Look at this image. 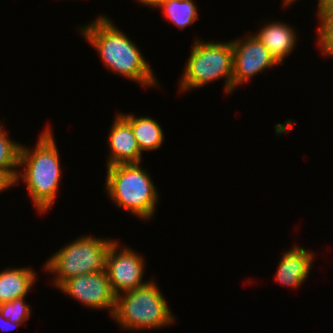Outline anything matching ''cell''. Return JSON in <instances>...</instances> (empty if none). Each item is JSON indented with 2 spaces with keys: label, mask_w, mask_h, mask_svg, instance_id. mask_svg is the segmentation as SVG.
I'll list each match as a JSON object with an SVG mask.
<instances>
[{
  "label": "cell",
  "mask_w": 333,
  "mask_h": 333,
  "mask_svg": "<svg viewBox=\"0 0 333 333\" xmlns=\"http://www.w3.org/2000/svg\"><path fill=\"white\" fill-rule=\"evenodd\" d=\"M245 32V36L231 40L233 47L232 94L239 87L252 83L256 75L263 72L266 74L268 69L280 66L256 35Z\"/></svg>",
  "instance_id": "52a82bcc"
},
{
  "label": "cell",
  "mask_w": 333,
  "mask_h": 333,
  "mask_svg": "<svg viewBox=\"0 0 333 333\" xmlns=\"http://www.w3.org/2000/svg\"><path fill=\"white\" fill-rule=\"evenodd\" d=\"M110 18L99 13L89 23L79 25L76 31L93 47L104 68L112 74L129 79L144 89H161L162 84L142 49Z\"/></svg>",
  "instance_id": "6da1fadb"
},
{
  "label": "cell",
  "mask_w": 333,
  "mask_h": 333,
  "mask_svg": "<svg viewBox=\"0 0 333 333\" xmlns=\"http://www.w3.org/2000/svg\"><path fill=\"white\" fill-rule=\"evenodd\" d=\"M316 6V16H333V0H320Z\"/></svg>",
  "instance_id": "d6986e66"
},
{
  "label": "cell",
  "mask_w": 333,
  "mask_h": 333,
  "mask_svg": "<svg viewBox=\"0 0 333 333\" xmlns=\"http://www.w3.org/2000/svg\"><path fill=\"white\" fill-rule=\"evenodd\" d=\"M185 67L180 74L178 93L200 90L212 82L224 80L223 91L232 95L233 47L227 41H205L195 37ZM209 41V42H208ZM186 92V93H185Z\"/></svg>",
  "instance_id": "5b68a950"
},
{
  "label": "cell",
  "mask_w": 333,
  "mask_h": 333,
  "mask_svg": "<svg viewBox=\"0 0 333 333\" xmlns=\"http://www.w3.org/2000/svg\"><path fill=\"white\" fill-rule=\"evenodd\" d=\"M196 0H165L156 10H161L165 20L177 26L180 31L199 21V9Z\"/></svg>",
  "instance_id": "9a60e30c"
},
{
  "label": "cell",
  "mask_w": 333,
  "mask_h": 333,
  "mask_svg": "<svg viewBox=\"0 0 333 333\" xmlns=\"http://www.w3.org/2000/svg\"><path fill=\"white\" fill-rule=\"evenodd\" d=\"M116 238L81 235L65 243L43 263L42 271L50 277V286L58 289L66 280L81 274L105 270L106 256ZM48 273V274H47Z\"/></svg>",
  "instance_id": "8992f818"
},
{
  "label": "cell",
  "mask_w": 333,
  "mask_h": 333,
  "mask_svg": "<svg viewBox=\"0 0 333 333\" xmlns=\"http://www.w3.org/2000/svg\"><path fill=\"white\" fill-rule=\"evenodd\" d=\"M271 21L266 20L261 24L257 32L253 34L262 42V44L269 50L270 54L276 59V61L283 65L287 57H289L294 49L297 48V41L301 37L298 34L297 29L294 26L286 24L283 21ZM267 22V23H266Z\"/></svg>",
  "instance_id": "7c38bea8"
},
{
  "label": "cell",
  "mask_w": 333,
  "mask_h": 333,
  "mask_svg": "<svg viewBox=\"0 0 333 333\" xmlns=\"http://www.w3.org/2000/svg\"><path fill=\"white\" fill-rule=\"evenodd\" d=\"M38 274L31 266H8L0 270V304L16 298H27L32 291ZM37 279V280H36Z\"/></svg>",
  "instance_id": "4fadbf2b"
},
{
  "label": "cell",
  "mask_w": 333,
  "mask_h": 333,
  "mask_svg": "<svg viewBox=\"0 0 333 333\" xmlns=\"http://www.w3.org/2000/svg\"><path fill=\"white\" fill-rule=\"evenodd\" d=\"M58 289L87 309L105 310L110 317L113 314L117 295L111 287L106 269L70 278Z\"/></svg>",
  "instance_id": "9c48e42d"
},
{
  "label": "cell",
  "mask_w": 333,
  "mask_h": 333,
  "mask_svg": "<svg viewBox=\"0 0 333 333\" xmlns=\"http://www.w3.org/2000/svg\"><path fill=\"white\" fill-rule=\"evenodd\" d=\"M5 122L0 120V170L15 182L19 171L20 142L10 138Z\"/></svg>",
  "instance_id": "2e32d148"
},
{
  "label": "cell",
  "mask_w": 333,
  "mask_h": 333,
  "mask_svg": "<svg viewBox=\"0 0 333 333\" xmlns=\"http://www.w3.org/2000/svg\"><path fill=\"white\" fill-rule=\"evenodd\" d=\"M293 245L282 253L274 275L275 282L287 289H299L304 286L318 257L312 249Z\"/></svg>",
  "instance_id": "30bf717a"
},
{
  "label": "cell",
  "mask_w": 333,
  "mask_h": 333,
  "mask_svg": "<svg viewBox=\"0 0 333 333\" xmlns=\"http://www.w3.org/2000/svg\"><path fill=\"white\" fill-rule=\"evenodd\" d=\"M155 279L116 296L111 318L122 331H157L175 324L177 317Z\"/></svg>",
  "instance_id": "277c9868"
},
{
  "label": "cell",
  "mask_w": 333,
  "mask_h": 333,
  "mask_svg": "<svg viewBox=\"0 0 333 333\" xmlns=\"http://www.w3.org/2000/svg\"><path fill=\"white\" fill-rule=\"evenodd\" d=\"M118 113L131 125L137 144L142 154L161 149L165 142L162 125L153 117L136 116L133 112Z\"/></svg>",
  "instance_id": "5bb4252c"
},
{
  "label": "cell",
  "mask_w": 333,
  "mask_h": 333,
  "mask_svg": "<svg viewBox=\"0 0 333 333\" xmlns=\"http://www.w3.org/2000/svg\"><path fill=\"white\" fill-rule=\"evenodd\" d=\"M107 132L106 167L118 164H142L141 153L131 125L117 112Z\"/></svg>",
  "instance_id": "8fae6325"
},
{
  "label": "cell",
  "mask_w": 333,
  "mask_h": 333,
  "mask_svg": "<svg viewBox=\"0 0 333 333\" xmlns=\"http://www.w3.org/2000/svg\"><path fill=\"white\" fill-rule=\"evenodd\" d=\"M50 123L46 124L34 146L21 144L19 171L14 186L22 181L39 215L53 208L63 179L59 148Z\"/></svg>",
  "instance_id": "7a4b0ae2"
},
{
  "label": "cell",
  "mask_w": 333,
  "mask_h": 333,
  "mask_svg": "<svg viewBox=\"0 0 333 333\" xmlns=\"http://www.w3.org/2000/svg\"><path fill=\"white\" fill-rule=\"evenodd\" d=\"M298 1H302V0H282L281 6L284 9H288L290 6L292 7L293 4H295ZM320 0H317L315 3H318ZM288 7V8H287Z\"/></svg>",
  "instance_id": "603a6c76"
},
{
  "label": "cell",
  "mask_w": 333,
  "mask_h": 333,
  "mask_svg": "<svg viewBox=\"0 0 333 333\" xmlns=\"http://www.w3.org/2000/svg\"><path fill=\"white\" fill-rule=\"evenodd\" d=\"M135 2H137V4L141 5L142 7H146V8H151V10H155L156 8L160 5V0H134Z\"/></svg>",
  "instance_id": "7402d4cb"
},
{
  "label": "cell",
  "mask_w": 333,
  "mask_h": 333,
  "mask_svg": "<svg viewBox=\"0 0 333 333\" xmlns=\"http://www.w3.org/2000/svg\"><path fill=\"white\" fill-rule=\"evenodd\" d=\"M14 182L3 172L0 170V194L5 192V190H9V188H13Z\"/></svg>",
  "instance_id": "44dd1931"
},
{
  "label": "cell",
  "mask_w": 333,
  "mask_h": 333,
  "mask_svg": "<svg viewBox=\"0 0 333 333\" xmlns=\"http://www.w3.org/2000/svg\"><path fill=\"white\" fill-rule=\"evenodd\" d=\"M317 28H315L316 45L320 55L333 58V16H316Z\"/></svg>",
  "instance_id": "e0dca14e"
},
{
  "label": "cell",
  "mask_w": 333,
  "mask_h": 333,
  "mask_svg": "<svg viewBox=\"0 0 333 333\" xmlns=\"http://www.w3.org/2000/svg\"><path fill=\"white\" fill-rule=\"evenodd\" d=\"M31 305L27 302V298L20 297L13 301L0 304V310L5 319H9L13 323H28L32 315Z\"/></svg>",
  "instance_id": "ac0fdd59"
},
{
  "label": "cell",
  "mask_w": 333,
  "mask_h": 333,
  "mask_svg": "<svg viewBox=\"0 0 333 333\" xmlns=\"http://www.w3.org/2000/svg\"><path fill=\"white\" fill-rule=\"evenodd\" d=\"M105 170L104 193L108 200L141 222L154 219L161 195L148 169L139 163L112 165Z\"/></svg>",
  "instance_id": "3957f363"
},
{
  "label": "cell",
  "mask_w": 333,
  "mask_h": 333,
  "mask_svg": "<svg viewBox=\"0 0 333 333\" xmlns=\"http://www.w3.org/2000/svg\"><path fill=\"white\" fill-rule=\"evenodd\" d=\"M119 241L121 240L116 239L109 247L105 266L116 295L134 290L150 280L144 279L147 264L143 254L124 243L121 245Z\"/></svg>",
  "instance_id": "ba28073f"
},
{
  "label": "cell",
  "mask_w": 333,
  "mask_h": 333,
  "mask_svg": "<svg viewBox=\"0 0 333 333\" xmlns=\"http://www.w3.org/2000/svg\"><path fill=\"white\" fill-rule=\"evenodd\" d=\"M23 325L24 323H13L9 319H5L2 315V311L0 310V330L2 332H10L17 328H20L19 326Z\"/></svg>",
  "instance_id": "ffe728a7"
}]
</instances>
